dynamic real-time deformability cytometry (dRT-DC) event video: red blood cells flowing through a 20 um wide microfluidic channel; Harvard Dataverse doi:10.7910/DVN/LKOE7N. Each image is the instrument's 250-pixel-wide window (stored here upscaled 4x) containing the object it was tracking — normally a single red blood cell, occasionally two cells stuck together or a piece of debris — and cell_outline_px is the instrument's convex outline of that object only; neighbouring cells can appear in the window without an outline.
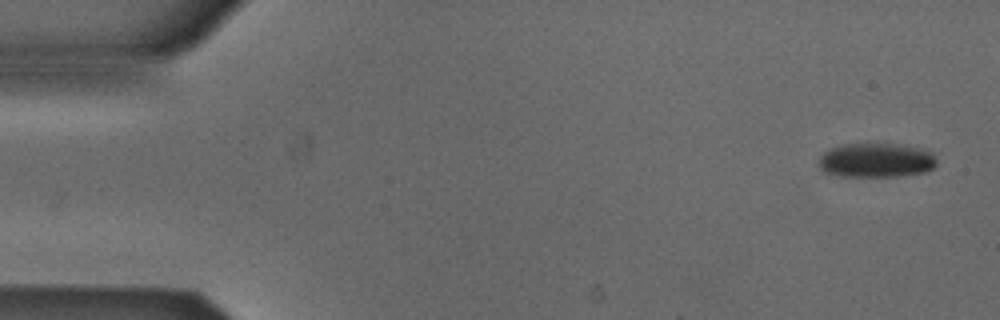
{"species": "Egyptian fruit bat (a non-hibernating species)", "species_latin": "Rousettus aegyptiacus", "temperature_condition": "cold", "stored_images_in_passage": 47, "camera_frame_rate_fps": 3000, "um_per_image_px": 0.085, "animal": {"sex": "male"}, "frame": {"image": 1, "passage_image": 1, "time_ms": 0.0, "image_size_px": [1000, 320], "cell_outline_px": [[936, 164], [932, 168], [924, 172], [900, 176], [840, 176], [824, 172], [820, 168], [820, 156], [824, 152], [832, 148], [844, 144], [892, 144], [920, 148], [932, 152], [936, 160]], "centroid_in_image_um": [74.47, 13.63], "position_along_channel_um": 10.5, "area_um2": 23.35}}
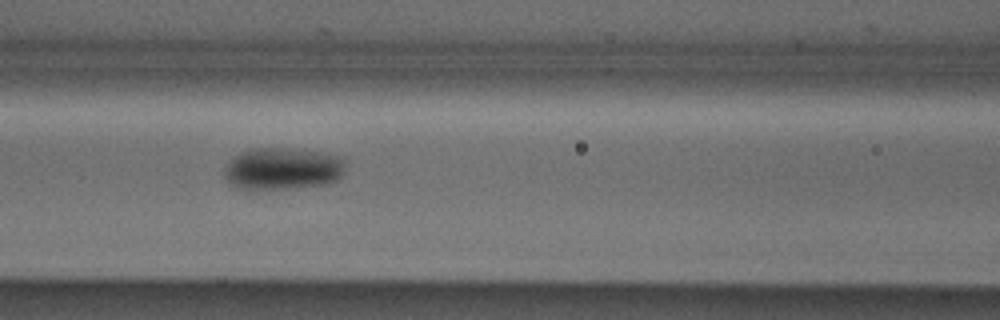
{"frame": {"image": 2, "passage_image": 21, "time_ms": 6.667, "image_size_px": [1000, 320], "cell_outline_px": [[348, 160], [344, 172], [336, 180], [324, 184], [296, 188], [236, 188], [228, 184], [224, 176], [224, 168], [228, 160], [232, 156], [248, 148], [284, 148], [320, 152], [344, 156]], "centroid_in_image_um": [24.02, 14.31], "position_along_channel_um": 142.6, "area_um2": 30.17}}
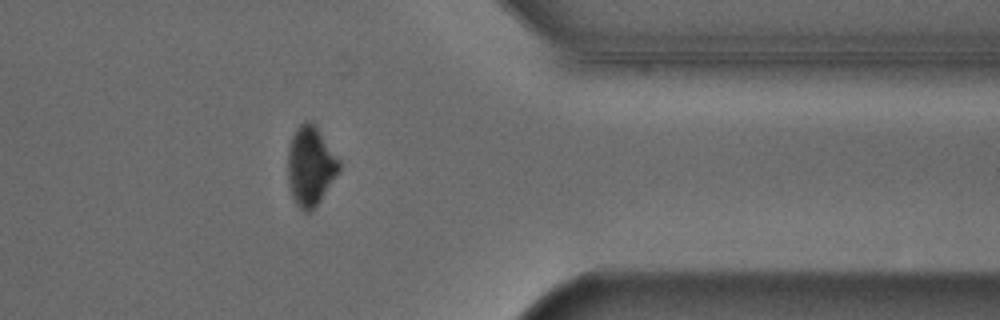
{"frame": {"image": 3, "passage_image": 41, "time_ms": 13.333, "image_size_px": [1000, 320], "cell_outline_px": [[340, 172], [320, 200], [308, 212], [304, 212], [296, 204], [292, 196], [288, 184], [288, 148], [292, 136], [296, 128], [304, 120], [312, 120], [340, 160]], "centroid_in_image_um": [26.39, 14.08], "position_along_channel_um": 385.0, "area_um2": 23.81}, "authors_computed_cell_mechanics": {"area_um2": 26.9348, "velocity_mm_per_s": 3.8706, "shape_relaxation_time_tau1_ms": 7.4544, "shape_relaxation_time_tau2_ms": null, "deformation_change_tau1": 0.102, "deformation_change_tau2": null}}